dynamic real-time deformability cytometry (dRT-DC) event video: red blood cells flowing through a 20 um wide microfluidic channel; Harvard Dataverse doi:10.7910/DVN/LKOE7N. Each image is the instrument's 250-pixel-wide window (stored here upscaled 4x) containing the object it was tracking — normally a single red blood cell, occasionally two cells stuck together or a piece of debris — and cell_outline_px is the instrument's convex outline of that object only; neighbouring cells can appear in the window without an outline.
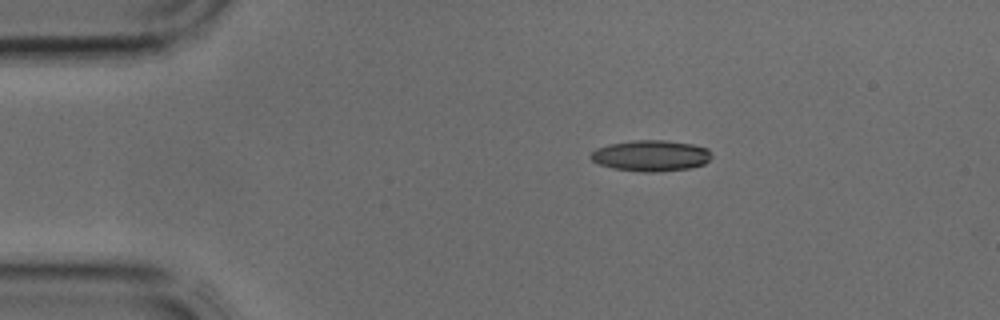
{"species": "common noctule bat (a hibernating species)", "species_latin": "Nyctalus noctula", "temperature_condition": "cold", "stored_images_in_passage": 3, "camera_frame_rate_fps": 3000, "um_per_image_px": 0.085, "animal": {"sex": "male", "body_mass_g": 17.9, "forearm_length_mm": 54.2}, "frame": {"image": 1, "passage_image": 3, "time_ms": 0.667, "image_size_px": [1000, 320], "cell_outline_px": [[712, 156], [704, 164], [692, 168], [656, 172], [640, 172], [612, 168], [600, 164], [592, 160], [588, 156], [596, 148], [608, 144], [632, 140], [664, 140], [692, 144], [708, 148], [712, 152]], "centroid_in_image_um": [55.33, 13.23], "position_along_channel_um": 29.7, "area_um2": 22.08}}